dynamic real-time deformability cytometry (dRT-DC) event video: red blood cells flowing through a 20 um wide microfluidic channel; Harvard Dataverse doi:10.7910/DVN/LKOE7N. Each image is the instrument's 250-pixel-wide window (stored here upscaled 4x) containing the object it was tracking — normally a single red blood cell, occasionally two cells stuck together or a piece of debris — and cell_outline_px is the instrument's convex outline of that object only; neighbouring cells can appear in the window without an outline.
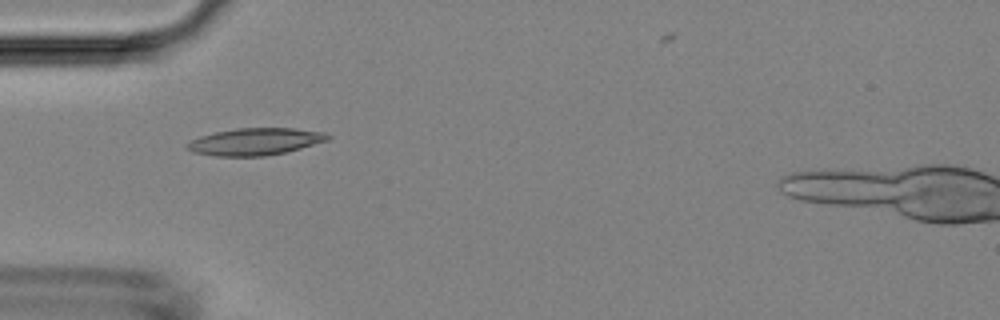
{"species": "Egyptian fruit bat (a non-hibernating species)", "species_latin": "Rousettus aegyptiacus", "temperature_condition": "room temperature", "stored_images_in_passage": 6, "camera_frame_rate_fps": 3000, "um_per_image_px": 0.085, "animal": {"sex": "female"}, "frame": {"image": 1, "passage_image": 4, "time_ms": 3.333, "image_size_px": [1000, 320], "cell_outline_px": [[332, 136], [328, 140], [300, 148], [284, 152], [264, 156], [212, 156], [192, 152], [184, 144], [200, 136], [216, 132], [236, 128], [296, 128], [324, 132]], "centroid_in_image_um": [21.68, 12.03], "position_along_channel_um": 63.3, "area_um2": 22.14}}
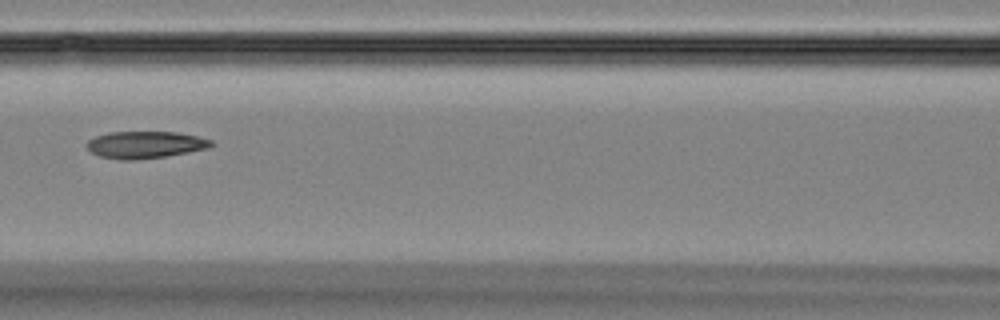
{"frame": {"image": 2, "passage_image": 6, "time_ms": 5.667, "image_size_px": [1000, 320], "cell_outline_px": [[216, 144], [208, 148], [188, 152], [164, 156], [136, 160], [120, 160], [100, 156], [92, 152], [84, 144], [88, 140], [96, 136], [108, 132], [176, 132], [196, 136], [212, 140]], "centroid_in_image_um": [12.33, 12.3], "position_along_channel_um": 154.3, "area_um2": 19.59}}